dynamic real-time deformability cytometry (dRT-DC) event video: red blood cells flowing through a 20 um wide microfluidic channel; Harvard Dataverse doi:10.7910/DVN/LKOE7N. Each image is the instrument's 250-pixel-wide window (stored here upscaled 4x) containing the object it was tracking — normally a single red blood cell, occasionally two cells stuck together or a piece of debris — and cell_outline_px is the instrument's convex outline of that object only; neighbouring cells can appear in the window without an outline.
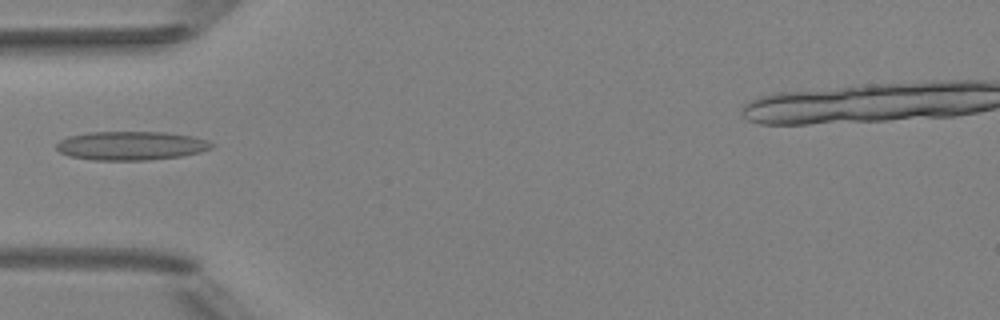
{"species": "Egyptian fruit bat (a non-hibernating species)", "species_latin": "Rousettus aegyptiacus", "temperature_condition": "room temperature", "stored_images_in_passage": 1, "camera_frame_rate_fps": 3000, "um_per_image_px": 0.085, "animal": {"sex": "female"}, "frame": {"image": 1, "passage_image": 1, "time_ms": 0.0, "image_size_px": [1000, 320], "cell_outline_px": [[216, 144], [212, 148], [200, 152], [184, 156], [148, 160], [92, 160], [68, 156], [60, 152], [56, 148], [56, 144], [60, 140], [68, 136], [88, 132], [168, 132], [192, 136], [208, 140]], "centroid_in_image_um": [11.16, 12.38], "position_along_channel_um": 73.8, "area_um2": 26.36}}